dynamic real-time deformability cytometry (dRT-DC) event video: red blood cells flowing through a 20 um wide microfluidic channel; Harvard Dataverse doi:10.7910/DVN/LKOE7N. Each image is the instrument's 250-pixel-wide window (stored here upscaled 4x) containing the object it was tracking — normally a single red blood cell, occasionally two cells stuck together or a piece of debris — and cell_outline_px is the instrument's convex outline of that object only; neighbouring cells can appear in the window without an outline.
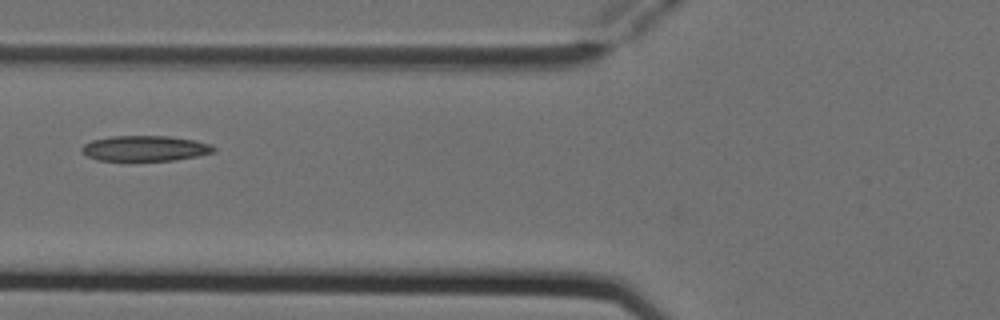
{"species": "Egyptian fruit bat (a non-hibernating species)", "species_latin": "Rousettus aegyptiacus", "temperature_condition": "cold", "stored_images_in_passage": 3, "camera_frame_rate_fps": 3000, "um_per_image_px": 0.085, "animal": {"sex": "female"}, "frame": {"image": 1, "passage_image": 3, "time_ms": 0.667, "image_size_px": [1000, 320], "cell_outline_px": [[216, 152], [176, 160], [96, 160], [80, 152], [80, 148], [84, 144], [92, 140], [112, 136], [168, 136], [192, 140], [212, 144], [216, 148]], "centroid_in_image_um": [12.32, 12.61], "position_along_channel_um": 113.5, "area_um2": 19.54}}